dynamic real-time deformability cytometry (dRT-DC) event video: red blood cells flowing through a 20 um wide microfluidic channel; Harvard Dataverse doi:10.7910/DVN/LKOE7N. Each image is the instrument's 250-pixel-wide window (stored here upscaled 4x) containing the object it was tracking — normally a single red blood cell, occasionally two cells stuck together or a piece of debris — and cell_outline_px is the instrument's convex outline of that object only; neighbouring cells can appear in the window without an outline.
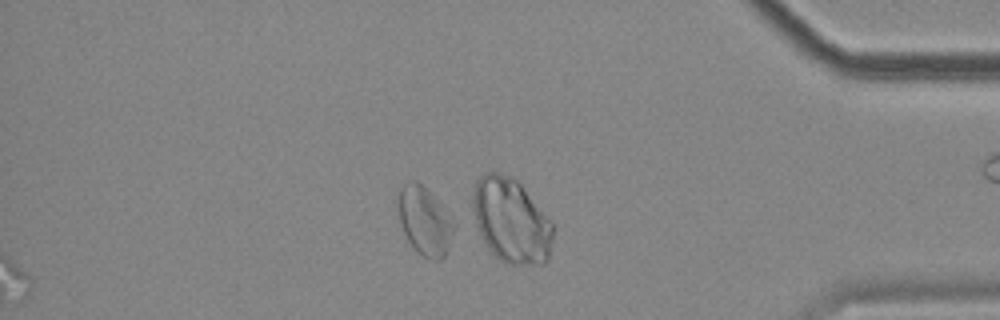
{"species": "common noctule bat (a hibernating species)", "species_latin": "Nyctalus noctula", "temperature_condition": "cold", "stored_images_in_passage": 44, "camera_frame_rate_fps": 3000, "um_per_image_px": 0.085, "animal": {"sex": "female", "body_mass_g": 18.4}, "frame": {"image": 1, "passage_image": 44, "time_ms": 14.333, "image_size_px": [1000, 320], "cell_outline_px": [[456, 224], [448, 248], [444, 256], [440, 260], [428, 260], [416, 252], [408, 240], [404, 232], [400, 220], [396, 196], [400, 184], [408, 180], [416, 180], [432, 192]], "centroid_in_image_um": [36.07, 18.73], "position_along_channel_um": 399.1, "area_um2": 22.72}}